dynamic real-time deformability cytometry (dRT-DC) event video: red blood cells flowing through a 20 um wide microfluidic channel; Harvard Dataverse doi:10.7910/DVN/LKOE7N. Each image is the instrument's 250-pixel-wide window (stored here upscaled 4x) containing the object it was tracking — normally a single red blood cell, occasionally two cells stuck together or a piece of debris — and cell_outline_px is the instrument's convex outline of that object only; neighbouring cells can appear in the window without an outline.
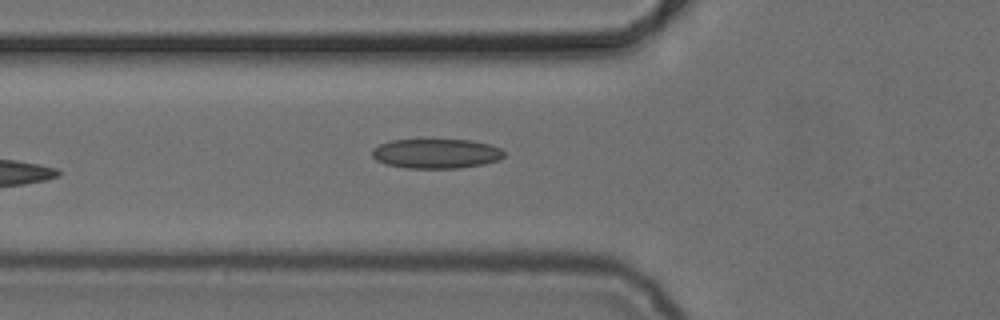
{"species": "common noctule bat (a hibernating species)", "species_latin": "Nyctalus noctula", "temperature_condition": "cold", "stored_images_in_passage": 7, "camera_frame_rate_fps": 3000, "um_per_image_px": 0.085, "animal": {"sex": "female", "body_mass_g": 24.6, "forearm_length_mm": 56.2}, "frame": {"image": 1, "passage_image": 7, "time_ms": 7.333, "image_size_px": [1000, 320], "cell_outline_px": [[504, 156], [500, 160], [480, 164], [456, 168], [408, 168], [384, 164], [376, 160], [372, 156], [372, 148], [380, 144], [392, 140], [420, 136], [472, 140], [492, 144], [500, 148], [504, 152]], "centroid_in_image_um": [37.04, 12.99], "position_along_channel_um": 88.8, "area_um2": 23.93}}